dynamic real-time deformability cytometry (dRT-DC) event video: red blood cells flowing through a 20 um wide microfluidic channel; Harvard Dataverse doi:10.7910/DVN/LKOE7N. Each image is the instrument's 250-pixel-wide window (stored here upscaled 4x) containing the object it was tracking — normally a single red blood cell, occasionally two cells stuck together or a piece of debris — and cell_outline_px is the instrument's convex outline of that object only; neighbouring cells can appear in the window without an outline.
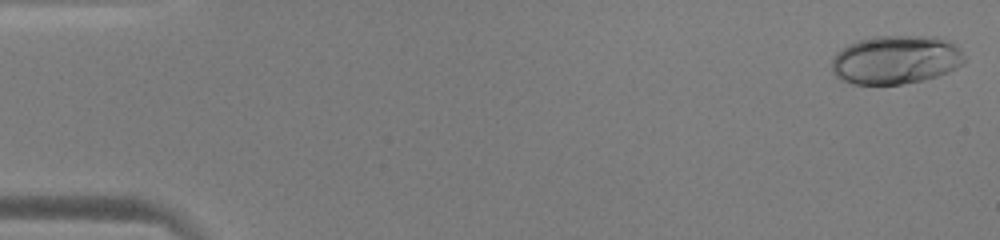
{"species": "human", "species_latin": "Homo sapiens", "temperature_condition": "warm", "stored_images_in_passage": 52, "camera_frame_rate_fps": 3000, "um_per_image_px": 0.085, "donor": {"sex": "male"}, "frame": {"image": 1, "passage_image": 1, "time_ms": 0.0, "image_size_px": [1000, 240], "cell_outline_px": [[964, 64], [948, 72], [924, 80], [900, 84], [852, 84], [840, 80], [832, 72], [832, 60], [836, 52], [848, 44], [856, 40], [876, 36], [936, 36], [948, 40], [964, 56]], "centroid_in_image_um": [76.1, 5.08], "position_along_channel_um": 8.9, "area_um2": 37.74}}
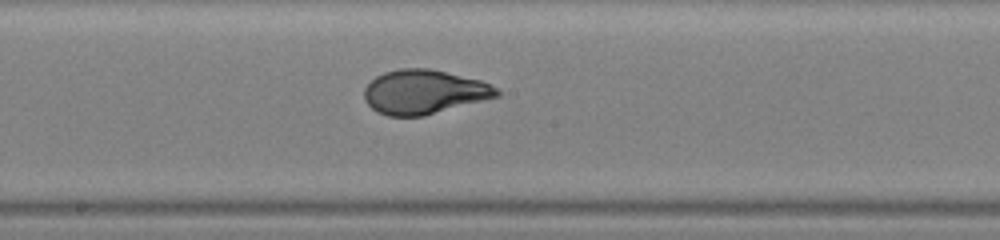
{"frame": {"image": 2, "passage_image": 28, "time_ms": 9.0, "image_size_px": [1000, 240], "cell_outline_px": [[500, 96], [424, 116], [388, 116], [376, 112], [364, 100], [364, 88], [376, 76], [384, 72], [400, 68], [428, 68], [480, 80], [496, 88], [500, 92]], "centroid_in_image_um": [36.02, 7.82], "position_along_channel_um": 212.2, "area_um2": 34.1}}
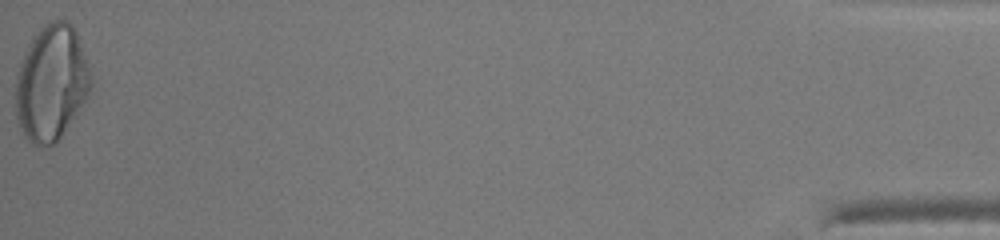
{"frame": {"image": 3, "passage_image": 52, "time_ms": 17.0, "image_size_px": [1000, 240], "cell_outline_px": [[92, 84], [76, 116], [60, 140], [56, 144], [44, 148], [36, 148], [24, 136], [16, 116], [16, 76], [20, 60], [28, 44], [44, 24], [52, 20], [64, 20], [72, 24], [76, 32], [92, 72]], "centroid_in_image_um": [4.37, 7.1], "position_along_channel_um": 430.8, "area_um2": 51.27}, "authors_computed_cell_mechanics": {"area_um2": 34.7089, "velocity_mm_per_s": 3.9758, "shape_relaxation_time_tau1_ms": 6.4122, "shape_relaxation_time_tau2_ms": null, "deformation_change_tau1": 0.2526, "deformation_change_tau2": null}}